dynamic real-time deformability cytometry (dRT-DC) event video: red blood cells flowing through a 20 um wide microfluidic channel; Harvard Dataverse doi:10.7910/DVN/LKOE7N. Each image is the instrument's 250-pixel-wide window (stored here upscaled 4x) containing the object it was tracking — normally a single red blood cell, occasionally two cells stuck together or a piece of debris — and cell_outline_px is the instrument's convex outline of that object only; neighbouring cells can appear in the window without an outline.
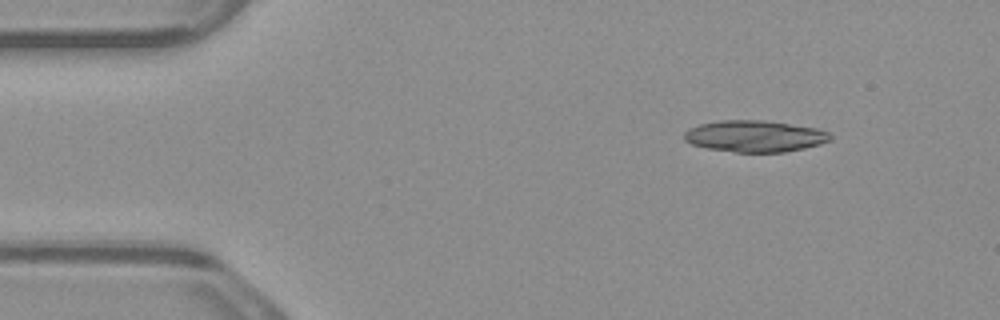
{"species": "common noctule bat (a hibernating species)", "species_latin": "Nyctalus noctula", "temperature_condition": "warm", "stored_images_in_passage": 5, "segment_of_instrument_passage": [1, 2], "camera_frame_rate_fps": 3000, "um_per_image_px": 0.085, "animal": {"sex": "male", "body_mass_g": 23.1, "forearm_length_mm": 52.7}, "frame": {"image": 1, "passage_image": 1, "time_ms": 0.0, "image_size_px": [1000, 320], "cell_outline_px": [[832, 140], [820, 144], [804, 148], [784, 152], [736, 152], [708, 148], [692, 144], [684, 140], [684, 132], [688, 128], [700, 124], [720, 120], [764, 120], [820, 128], [828, 132], [832, 136]], "centroid_in_image_um": [64.18, 11.57], "position_along_channel_um": 20.8, "area_um2": 26.99}}